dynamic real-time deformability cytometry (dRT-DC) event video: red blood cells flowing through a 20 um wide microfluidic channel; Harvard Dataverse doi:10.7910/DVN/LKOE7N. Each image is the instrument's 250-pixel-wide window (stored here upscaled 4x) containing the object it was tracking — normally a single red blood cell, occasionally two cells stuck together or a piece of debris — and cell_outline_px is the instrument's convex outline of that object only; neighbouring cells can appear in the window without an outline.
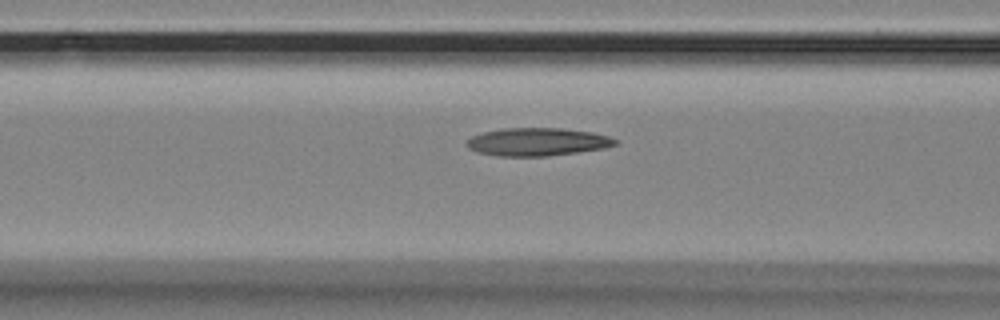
{"species": "Egyptian fruit bat (a non-hibernating species)", "species_latin": "Rousettus aegyptiacus", "temperature_condition": "room temperature", "stored_images_in_passage": 3, "camera_frame_rate_fps": 3000, "um_per_image_px": 0.085, "animal": {"sex": "female"}, "frame": {"image": 1, "passage_image": 3, "time_ms": 0.667, "image_size_px": [1000, 320], "cell_outline_px": [[616, 144], [604, 148], [548, 156], [496, 156], [476, 152], [468, 148], [464, 144], [472, 136], [484, 132], [500, 128], [560, 128], [592, 132], [608, 136], [616, 140]], "centroid_in_image_um": [45.61, 12.06], "position_along_channel_um": 121.0, "area_um2": 24.16}}